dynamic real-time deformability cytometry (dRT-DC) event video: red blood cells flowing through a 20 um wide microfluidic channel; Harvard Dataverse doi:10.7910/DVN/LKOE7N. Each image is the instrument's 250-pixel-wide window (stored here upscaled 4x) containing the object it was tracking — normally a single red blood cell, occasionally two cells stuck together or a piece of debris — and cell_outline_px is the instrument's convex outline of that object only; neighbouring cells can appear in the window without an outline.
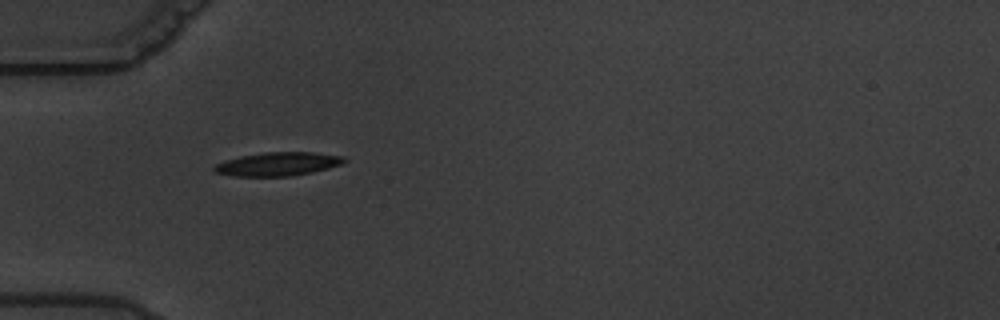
{"species": "common noctule bat (a hibernating species)", "species_latin": "Nyctalus noctula", "temperature_condition": "warm", "stored_images_in_passage": 3, "camera_frame_rate_fps": 3000, "um_per_image_px": 0.085, "animal": {"sex": "male", "body_mass_g": 19.5, "forearm_length_mm": 54.6}, "frame": {"image": 1, "passage_image": 1, "time_ms": 0.0, "image_size_px": [1000, 320], "cell_outline_px": [[348, 160], [340, 164], [328, 168], [312, 172], [288, 176], [236, 176], [216, 172], [212, 168], [216, 164], [224, 160], [240, 156], [264, 152], [312, 152], [344, 156]], "centroid_in_image_um": [23.62, 13.93], "position_along_channel_um": 61.4, "area_um2": 17.74}}